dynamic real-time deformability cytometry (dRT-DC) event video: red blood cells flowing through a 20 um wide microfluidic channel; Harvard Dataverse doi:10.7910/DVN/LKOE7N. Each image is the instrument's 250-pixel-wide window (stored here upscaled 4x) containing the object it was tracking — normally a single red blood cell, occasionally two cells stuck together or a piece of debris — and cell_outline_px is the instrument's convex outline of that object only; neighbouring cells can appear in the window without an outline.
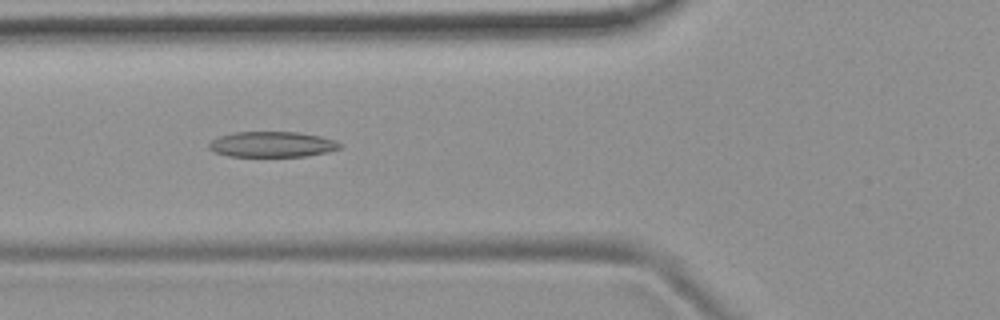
{"species": "common noctule bat (a hibernating species)", "species_latin": "Nyctalus noctula", "temperature_condition": "room temperature", "stored_images_in_passage": 48, "camera_frame_rate_fps": 3000, "um_per_image_px": 0.085, "animal": {"sex": "female", "body_mass_g": 19.9}, "frame": {"image": 1, "passage_image": 15, "time_ms": 4.667, "image_size_px": [1000, 320], "cell_outline_px": [[340, 148], [328, 152], [308, 156], [228, 156], [212, 152], [208, 148], [208, 144], [212, 140], [220, 136], [232, 132], [300, 132], [320, 136], [336, 140], [340, 144]], "centroid_in_image_um": [23.11, 12.27], "position_along_channel_um": 102.7, "area_um2": 19.59}}
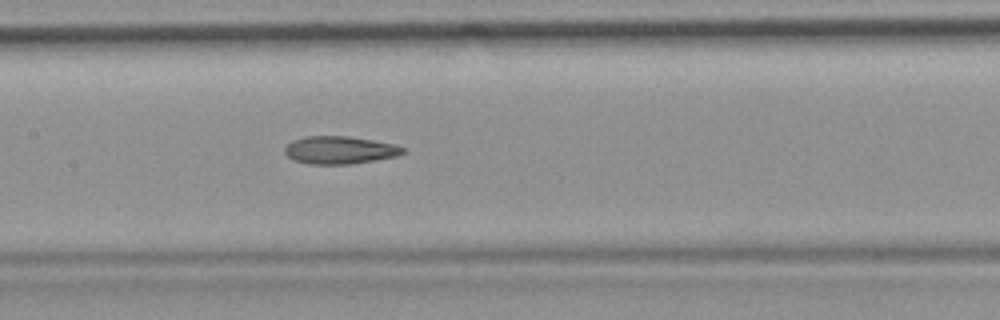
{"frame": {"image": 2, "passage_image": 21, "time_ms": 6.667, "image_size_px": [1000, 320], "cell_outline_px": [[408, 152], [396, 156], [376, 160], [348, 164], [308, 164], [296, 160], [288, 156], [284, 152], [284, 148], [292, 140], [304, 136], [348, 136], [396, 144], [404, 148]], "centroid_in_image_um": [28.9, 12.75], "position_along_channel_um": 178.5, "area_um2": 19.13}}
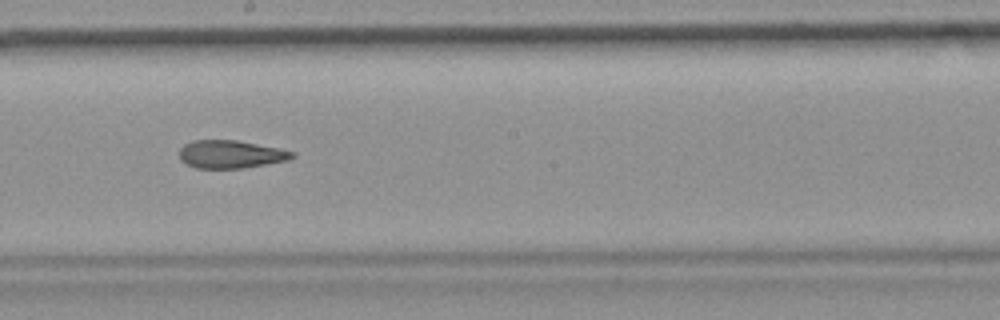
{"frame": {"image": 3, "passage_image": 25, "time_ms": 8.0, "image_size_px": [1000, 320], "cell_outline_px": [[296, 156], [288, 160], [240, 168], [196, 168], [184, 164], [180, 160], [180, 148], [184, 144], [192, 140], [236, 140], [296, 152]], "centroid_in_image_um": [19.56, 13.11], "position_along_channel_um": 228.6, "area_um2": 18.26}, "authors_computed_cell_mechanics": {"area_um2": 19.6809, "velocity_mm_per_s": 3.7782, "shape_relaxation_time_tau1_ms": null, "shape_relaxation_time_tau2_ms": 3.1728, "deformation_change_tau1": null, "deformation_change_tau2": 0.1261}}